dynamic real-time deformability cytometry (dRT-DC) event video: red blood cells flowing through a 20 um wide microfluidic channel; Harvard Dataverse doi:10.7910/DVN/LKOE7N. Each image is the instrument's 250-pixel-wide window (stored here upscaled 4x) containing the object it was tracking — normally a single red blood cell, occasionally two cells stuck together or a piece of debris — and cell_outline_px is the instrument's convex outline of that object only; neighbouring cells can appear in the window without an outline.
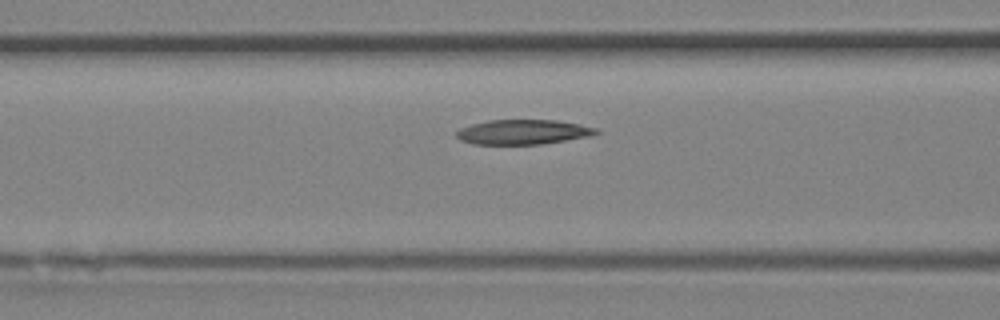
{"species": "Egyptian fruit bat (a non-hibernating species)", "species_latin": "Rousettus aegyptiacus", "temperature_condition": "room temperature", "stored_images_in_passage": 6, "camera_frame_rate_fps": 3000, "um_per_image_px": 0.085, "animal": {"sex": "female"}, "frame": {"image": 1, "passage_image": 4, "time_ms": 1.0, "image_size_px": [1000, 320], "cell_outline_px": [[600, 132], [588, 136], [540, 144], [472, 144], [460, 140], [456, 136], [456, 132], [460, 128], [472, 124], [488, 120], [556, 120], [580, 124], [596, 128]], "centroid_in_image_um": [44.42, 11.21], "position_along_channel_um": 122.2, "area_um2": 20.0}}